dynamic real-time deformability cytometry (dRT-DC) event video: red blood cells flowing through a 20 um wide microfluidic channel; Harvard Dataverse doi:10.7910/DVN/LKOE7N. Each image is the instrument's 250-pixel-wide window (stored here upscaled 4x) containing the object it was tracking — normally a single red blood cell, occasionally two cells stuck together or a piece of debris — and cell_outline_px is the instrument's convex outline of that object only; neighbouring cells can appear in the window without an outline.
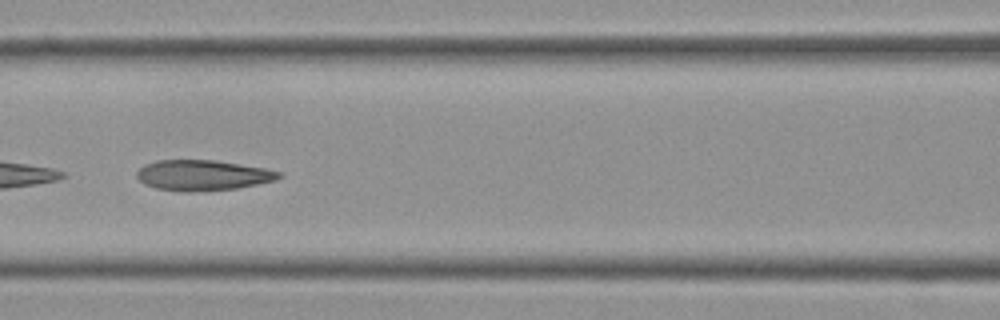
{"species": "Egyptian fruit bat (a non-hibernating species)", "species_latin": "Rousettus aegyptiacus", "temperature_condition": "cold", "stored_images_in_passage": 34, "camera_frame_rate_fps": 3000, "um_per_image_px": 0.085, "frame": {"image": 1, "passage_image": 15, "time_ms": 4.667, "image_size_px": [1000, 320], "cell_outline_px": [[284, 176], [276, 180], [236, 188], [188, 192], [180, 192], [156, 188], [144, 184], [136, 176], [136, 172], [144, 164], [156, 160], [212, 160], [264, 168], [284, 172]], "centroid_in_image_um": [17.22, 14.9], "position_along_channel_um": 149.4, "area_um2": 25.26}}
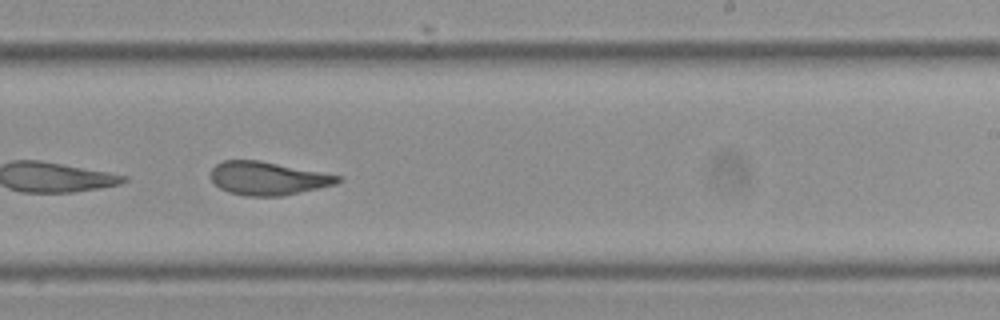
{"frame": {"image": 2, "passage_image": 25, "time_ms": 8.0, "image_size_px": [1000, 320], "cell_outline_px": [[340, 180], [336, 184], [280, 196], [244, 196], [228, 192], [220, 188], [208, 176], [212, 168], [216, 164], [224, 160], [260, 160], [340, 176]], "centroid_in_image_um": [22.69, 15.15], "position_along_channel_um": 266.3, "area_um2": 24.45}}
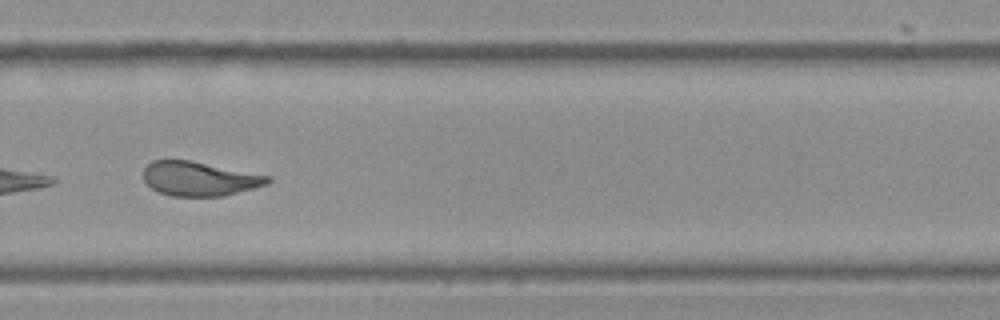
{"frame": {"image": 3, "passage_image": 29, "time_ms": 9.333, "image_size_px": [1000, 320], "cell_outline_px": [[272, 180], [268, 184], [224, 196], [172, 196], [160, 192], [152, 188], [144, 180], [144, 168], [152, 160], [192, 160], [268, 176]], "centroid_in_image_um": [16.94, 15.19], "position_along_channel_um": 312.9, "area_um2": 24.62}, "authors_computed_cell_mechanics": {"area_um2": 25.2297, "velocity_mm_per_s": 3.515, "shape_relaxation_time_tau1_ms": 7.8517, "shape_relaxation_time_tau2_ms": 2.2076, "deformation_change_tau1": 0.2033, "deformation_change_tau2": 0.1001}}